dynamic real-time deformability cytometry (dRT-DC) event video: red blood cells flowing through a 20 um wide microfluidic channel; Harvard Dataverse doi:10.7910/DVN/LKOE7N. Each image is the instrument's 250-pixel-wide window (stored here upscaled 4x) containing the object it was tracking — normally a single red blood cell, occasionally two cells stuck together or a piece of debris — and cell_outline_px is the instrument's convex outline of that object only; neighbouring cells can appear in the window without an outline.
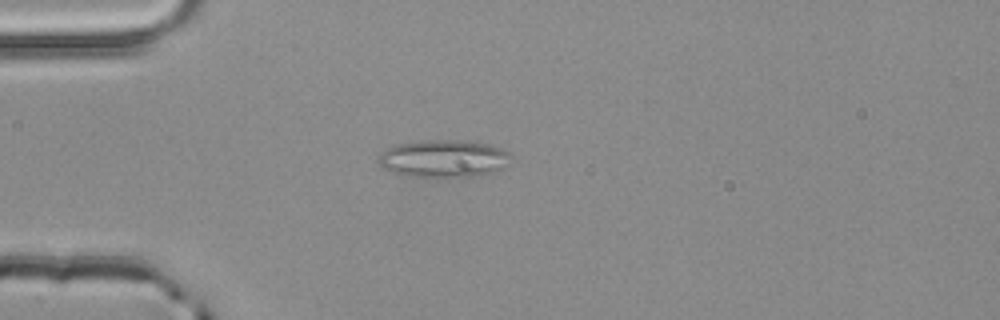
{"species": "common noctule bat (a hibernating species)", "species_latin": "Nyctalus noctula", "temperature_condition": "room temperature", "stored_images_in_passage": 3, "camera_frame_rate_fps": 3000, "um_per_image_px": 0.085, "animal": {"sex": "male", "body_mass_g": 20.4}, "frame": {"image": 1, "passage_image": 3, "time_ms": 0.667, "image_size_px": [1000, 320], "cell_outline_px": [[512, 156], [504, 168], [496, 172], [480, 176], [412, 176], [392, 172], [384, 168], [380, 164], [380, 152], [396, 144], [428, 140], [464, 140], [492, 144], [504, 148]], "centroid_in_image_um": [37.79, 13.46], "position_along_channel_um": 47.2, "area_um2": 29.02}}